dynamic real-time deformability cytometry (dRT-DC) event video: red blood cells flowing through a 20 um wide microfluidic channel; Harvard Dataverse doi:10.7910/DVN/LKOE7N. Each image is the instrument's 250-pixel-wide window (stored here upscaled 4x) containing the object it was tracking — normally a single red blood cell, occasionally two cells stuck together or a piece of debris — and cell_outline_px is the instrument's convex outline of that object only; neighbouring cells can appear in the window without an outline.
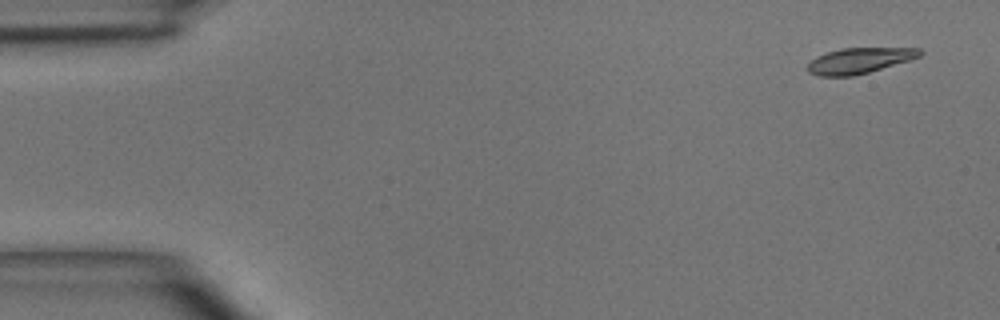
{"species": "common noctule bat (a hibernating species)", "species_latin": "Nyctalus noctula", "temperature_condition": "room temperature", "stored_images_in_passage": 3, "camera_frame_rate_fps": 3000, "um_per_image_px": 0.085, "animal": {"sex": "male", "body_mass_g": 15.6}, "frame": {"image": 1, "passage_image": 1, "time_ms": 0.0, "image_size_px": [1000, 320], "cell_outline_px": [[924, 52], [920, 56], [908, 60], [868, 72], [852, 76], [820, 76], [808, 72], [808, 64], [816, 56], [840, 48], [920, 48]], "centroid_in_image_um": [73.03, 5.14], "position_along_channel_um": 12.0, "area_um2": 16.53}}